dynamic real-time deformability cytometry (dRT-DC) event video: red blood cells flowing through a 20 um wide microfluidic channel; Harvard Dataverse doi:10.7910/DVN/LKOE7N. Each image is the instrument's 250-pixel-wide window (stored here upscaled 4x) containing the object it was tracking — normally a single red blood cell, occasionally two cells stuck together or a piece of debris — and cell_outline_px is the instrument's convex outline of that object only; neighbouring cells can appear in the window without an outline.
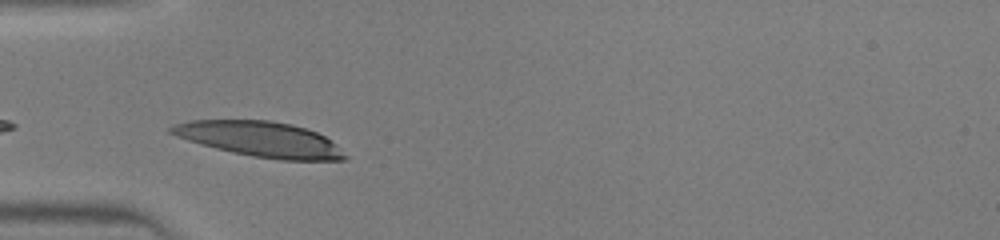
{"species": "human", "species_latin": "Homo sapiens", "temperature_condition": "warm", "stored_images_in_passage": 29, "camera_frame_rate_fps": 3000, "um_per_image_px": 0.085, "donor": {"sex": "male"}, "frame": {"image": 1, "passage_image": 1, "time_ms": 0.0, "image_size_px": [1000, 240], "cell_outline_px": [[348, 160], [280, 160], [252, 156], [232, 152], [216, 148], [188, 140], [176, 136], [168, 132], [168, 128], [176, 124], [192, 120], [268, 120], [292, 124], [316, 132], [324, 136], [336, 144], [348, 156]], "centroid_in_image_um": [22.15, 11.84], "position_along_channel_um": 62.9, "area_um2": 35.49}}